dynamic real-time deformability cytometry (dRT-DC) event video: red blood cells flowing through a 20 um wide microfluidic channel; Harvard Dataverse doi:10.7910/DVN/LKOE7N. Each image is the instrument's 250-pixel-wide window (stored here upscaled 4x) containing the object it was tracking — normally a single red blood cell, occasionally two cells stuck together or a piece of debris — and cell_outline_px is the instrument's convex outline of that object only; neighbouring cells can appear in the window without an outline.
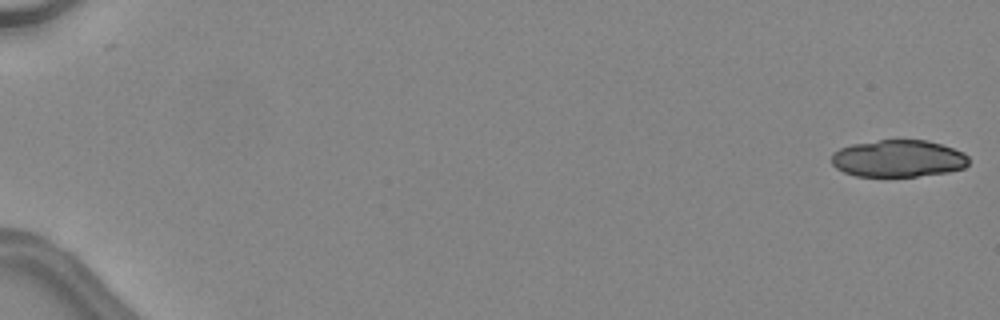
{"species": "common noctule bat (a hibernating species)", "species_latin": "Nyctalus noctula", "temperature_condition": "warm", "stored_images_in_passage": 21, "camera_frame_rate_fps": 3000, "um_per_image_px": 0.085, "animal": {"sex": "female", "body_mass_g": 24.6, "forearm_length_mm": 56.2}, "frame": {"image": 1, "passage_image": 1, "time_ms": 0.0, "image_size_px": [1000, 320], "cell_outline_px": [[968, 164], [964, 168], [948, 172], [916, 176], [856, 176], [844, 172], [836, 168], [832, 164], [832, 152], [840, 148], [852, 144], [880, 140], [928, 140], [964, 152], [968, 156]], "centroid_in_image_um": [76.35, 13.47], "position_along_channel_um": 8.7, "area_um2": 29.65}}